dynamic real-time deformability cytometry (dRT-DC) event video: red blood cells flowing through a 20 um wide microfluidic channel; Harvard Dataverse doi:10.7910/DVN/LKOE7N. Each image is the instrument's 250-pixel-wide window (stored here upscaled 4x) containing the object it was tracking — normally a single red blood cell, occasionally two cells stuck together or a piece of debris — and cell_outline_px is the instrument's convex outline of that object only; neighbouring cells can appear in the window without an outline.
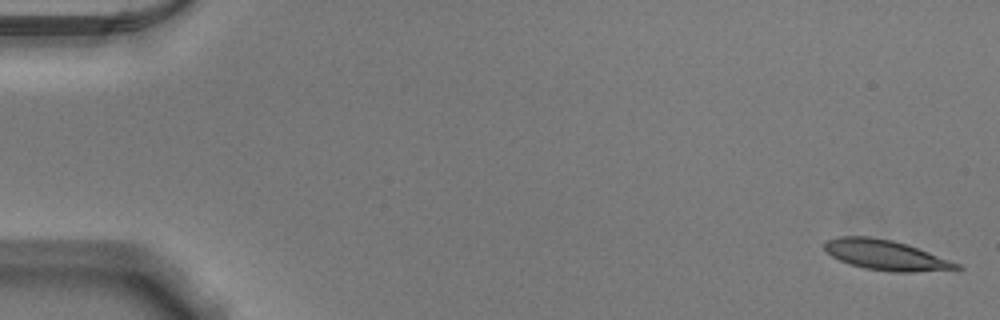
{"species": "Egyptian fruit bat (a non-hibernating species)", "species_latin": "Rousettus aegyptiacus", "temperature_condition": "warm", "stored_images_in_passage": 8, "camera_frame_rate_fps": 3000, "um_per_image_px": 0.085, "animal": {"sex": "male"}, "frame": {"image": 1, "passage_image": 1, "time_ms": 0.0, "image_size_px": [1000, 320], "cell_outline_px": [[964, 268], [912, 272], [892, 272], [864, 268], [848, 264], [832, 256], [824, 248], [824, 244], [828, 240], [840, 236], [868, 236], [892, 240], [928, 252], [960, 264]], "centroid_in_image_um": [75.25, 21.68], "position_along_channel_um": 9.7, "area_um2": 22.77}}